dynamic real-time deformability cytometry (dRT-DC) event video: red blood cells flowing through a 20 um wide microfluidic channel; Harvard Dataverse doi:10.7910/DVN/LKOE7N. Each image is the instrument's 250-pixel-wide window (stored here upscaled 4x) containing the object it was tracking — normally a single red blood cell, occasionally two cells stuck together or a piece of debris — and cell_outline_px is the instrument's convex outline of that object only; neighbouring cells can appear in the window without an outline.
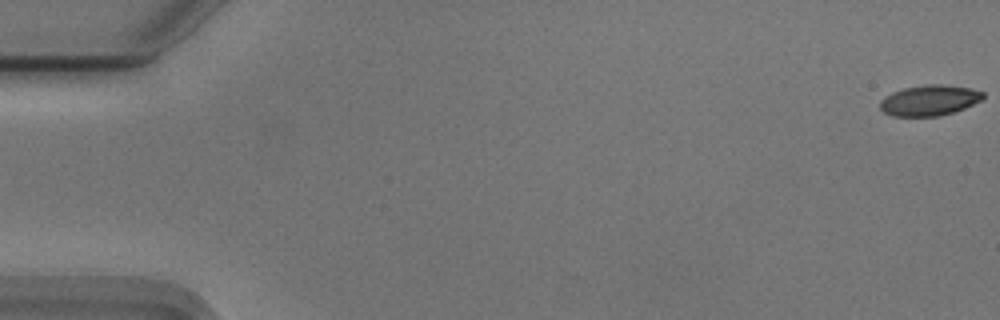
{"species": "Egyptian fruit bat (a non-hibernating species)", "species_latin": "Rousettus aegyptiacus", "temperature_condition": "cold", "stored_images_in_passage": 56, "camera_frame_rate_fps": 3000, "um_per_image_px": 0.085, "animal": {"sex": "male"}, "frame": {"image": 1, "passage_image": 1, "time_ms": 0.0, "image_size_px": [1000, 320], "cell_outline_px": [[984, 96], [980, 100], [964, 108], [940, 116], [892, 116], [884, 112], [880, 108], [880, 100], [892, 92], [904, 88], [928, 84], [940, 84], [972, 88], [984, 92]], "centroid_in_image_um": [78.99, 8.52], "position_along_channel_um": 6.0, "area_um2": 18.26}}
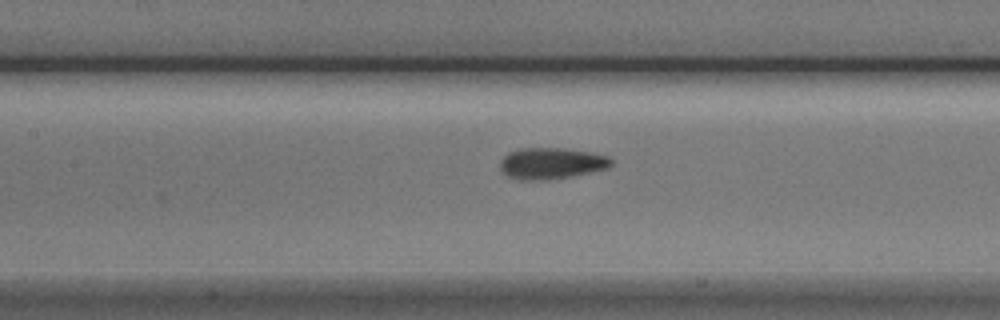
{"frame": {"image": 2, "passage_image": 26, "time_ms": 8.333, "image_size_px": [1000, 320], "cell_outline_px": [[612, 164], [608, 168], [572, 176], [548, 180], [520, 180], [508, 176], [500, 168], [500, 160], [508, 152], [520, 148], [564, 148], [588, 152], [608, 156], [612, 160]], "centroid_in_image_um": [46.85, 13.88], "position_along_channel_um": 160.6, "area_um2": 20.29}}
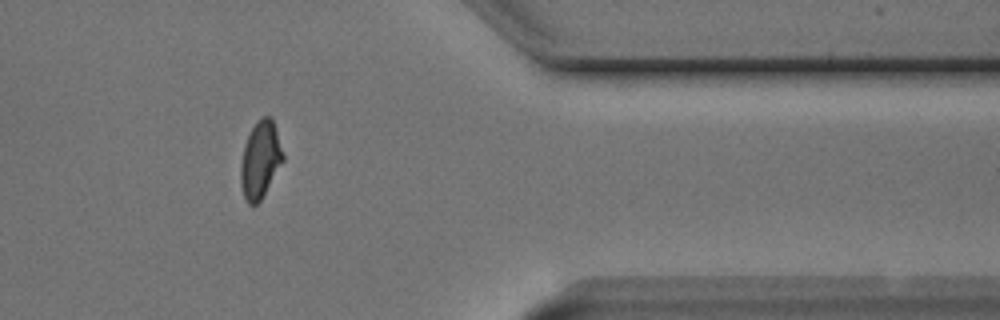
{"frame": {"image": 3, "passage_image": 46, "time_ms": 15.0, "image_size_px": [1000, 320], "cell_outline_px": [[284, 160], [260, 200], [256, 204], [248, 204], [244, 196], [240, 184], [240, 164], [244, 144], [252, 128], [264, 116], [272, 116], [284, 152]], "centroid_in_image_um": [22.13, 13.57], "position_along_channel_um": 389.3, "area_um2": 18.9}, "authors_computed_cell_mechanics": {"area_um2": 19.363, "velocity_mm_per_s": 3.7268, "shape_relaxation_time_tau1_ms": 2.7032, "shape_relaxation_time_tau2_ms": 1.3784, "deformation_change_tau1": 0.1243, "deformation_change_tau2": 0.0591}}